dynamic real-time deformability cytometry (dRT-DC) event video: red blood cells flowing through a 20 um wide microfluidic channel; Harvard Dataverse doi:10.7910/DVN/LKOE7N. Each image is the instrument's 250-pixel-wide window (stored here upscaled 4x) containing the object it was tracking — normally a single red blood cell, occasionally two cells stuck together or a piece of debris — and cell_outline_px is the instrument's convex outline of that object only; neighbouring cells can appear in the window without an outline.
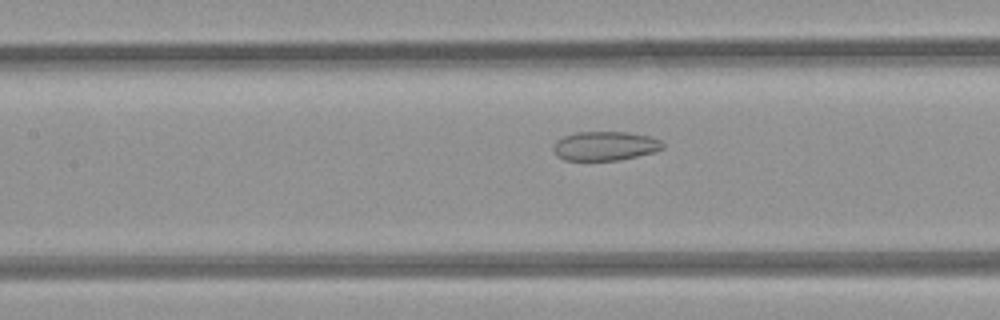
{"species": "common noctule bat (a hibernating species)", "species_latin": "Nyctalus noctula", "temperature_condition": "room temperature", "stored_images_in_passage": 31, "segment_of_instrument_passage": [1, 2], "camera_frame_rate_fps": 3000, "um_per_image_px": 0.085, "animal": {"sex": "female", "body_mass_g": 21.9}, "frame": {"image": 1, "passage_image": 13, "time_ms": 4.0, "image_size_px": [1000, 320], "cell_outline_px": [[664, 148], [652, 152], [620, 160], [564, 160], [556, 156], [552, 148], [552, 144], [556, 140], [564, 136], [576, 132], [628, 132], [652, 136], [660, 140], [664, 144]], "centroid_in_image_um": [51.4, 12.4], "position_along_channel_um": 156.0, "area_um2": 18.73}}
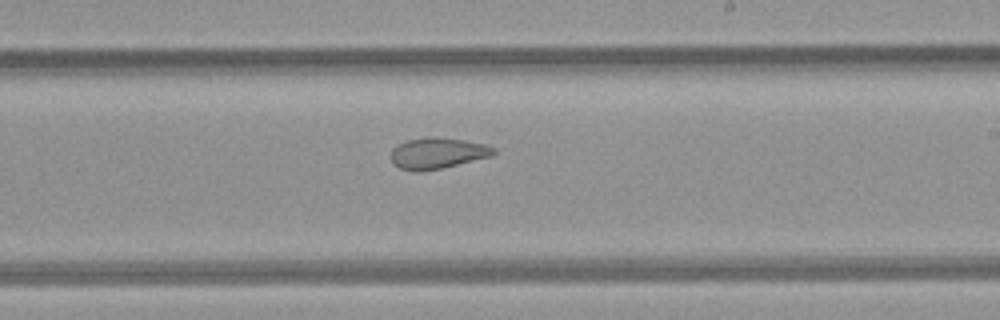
{"frame": {"image": 2, "passage_image": 20, "time_ms": 6.333, "image_size_px": [1000, 320], "cell_outline_px": [[496, 152], [492, 156], [440, 168], [420, 172], [416, 172], [400, 168], [392, 164], [392, 148], [408, 140], [428, 136], [432, 136], [464, 140], [484, 144], [496, 148]], "centroid_in_image_um": [37.19, 13.02], "position_along_channel_um": 251.8, "area_um2": 18.5}}
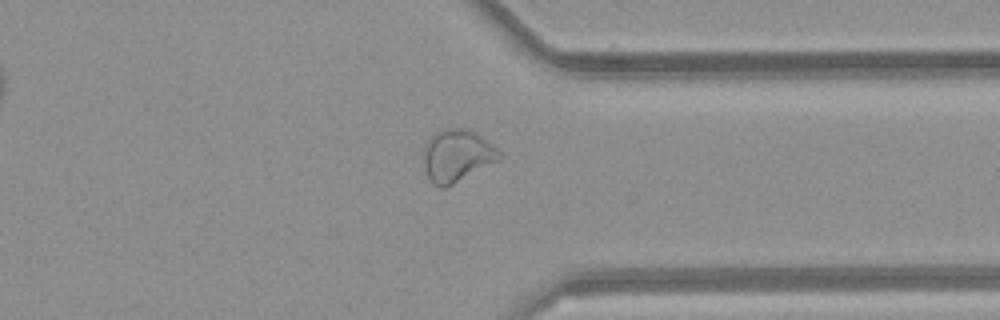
{"frame": {"image": 3, "passage_image": 29, "time_ms": 9.333, "image_size_px": [1000, 320], "cell_outline_px": [[500, 160], [444, 188], [440, 188], [432, 184], [428, 176], [424, 164], [424, 144], [436, 132], [448, 128], [460, 128], [472, 132], [480, 136], [496, 148], [500, 152]], "centroid_in_image_um": [38.82, 13.25], "position_along_channel_um": 372.6, "area_um2": 22.6}}